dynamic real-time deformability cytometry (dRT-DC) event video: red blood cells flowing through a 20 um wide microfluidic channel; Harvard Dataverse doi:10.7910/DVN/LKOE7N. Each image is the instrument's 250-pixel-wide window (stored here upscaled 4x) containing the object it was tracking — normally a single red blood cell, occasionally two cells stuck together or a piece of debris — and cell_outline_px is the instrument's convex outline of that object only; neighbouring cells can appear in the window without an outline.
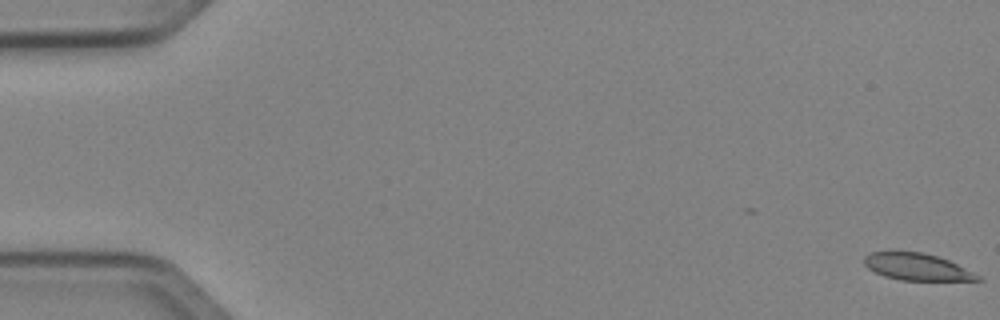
{"species": "Egyptian fruit bat (a non-hibernating species)", "species_latin": "Rousettus aegyptiacus", "temperature_condition": "cold", "stored_images_in_passage": 53, "segment_of_instrument_passage": [1, 2], "camera_frame_rate_fps": 3000, "um_per_image_px": 0.085, "animal": {"sex": "female"}, "frame": {"image": 1, "passage_image": 1, "time_ms": 0.0, "image_size_px": [1000, 320], "cell_outline_px": [[984, 280], [900, 280], [884, 276], [868, 268], [864, 264], [864, 256], [872, 252], [924, 252], [948, 260], [980, 276]], "centroid_in_image_um": [77.91, 22.68], "position_along_channel_um": 7.1, "area_um2": 17.46}}
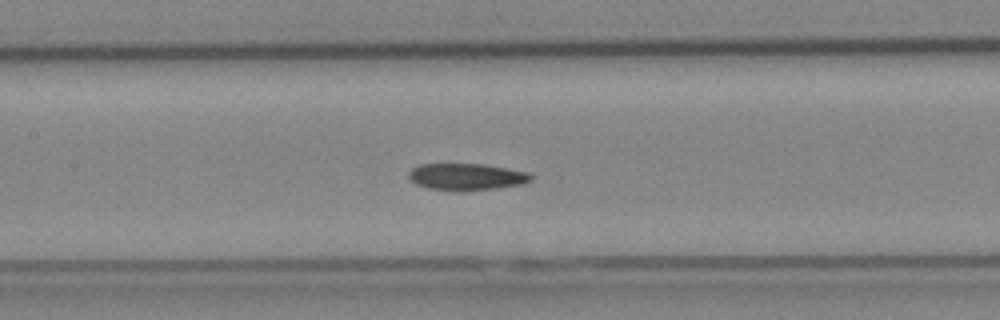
{"frame": {"image": 2, "passage_image": 25, "time_ms": 8.0, "image_size_px": [1000, 320], "cell_outline_px": [[532, 180], [520, 184], [496, 188], [460, 192], [452, 192], [428, 188], [416, 184], [408, 176], [408, 172], [412, 168], [420, 164], [484, 164], [528, 172], [532, 176]], "centroid_in_image_um": [39.62, 15.04], "position_along_channel_um": 167.8, "area_um2": 19.25}}
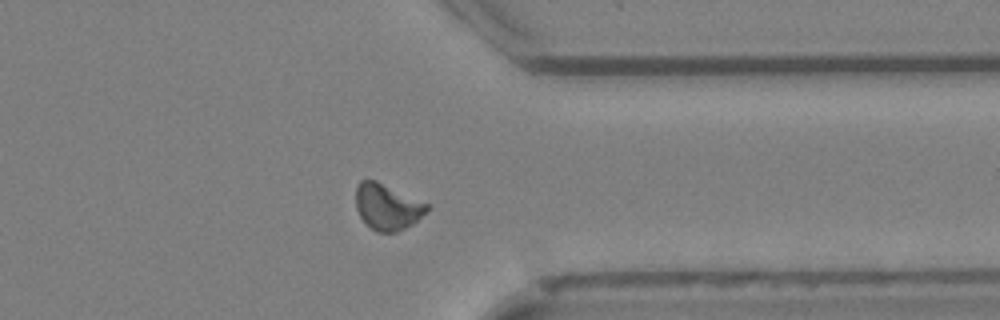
{"frame": {"image": 3, "passage_image": 41, "time_ms": 13.333, "image_size_px": [1000, 320], "cell_outline_px": [[428, 212], [412, 224], [396, 232], [376, 232], [360, 216], [356, 208], [356, 184], [360, 180], [376, 180], [428, 204]], "centroid_in_image_um": [32.91, 17.57], "position_along_channel_um": 378.5, "area_um2": 18.9}}